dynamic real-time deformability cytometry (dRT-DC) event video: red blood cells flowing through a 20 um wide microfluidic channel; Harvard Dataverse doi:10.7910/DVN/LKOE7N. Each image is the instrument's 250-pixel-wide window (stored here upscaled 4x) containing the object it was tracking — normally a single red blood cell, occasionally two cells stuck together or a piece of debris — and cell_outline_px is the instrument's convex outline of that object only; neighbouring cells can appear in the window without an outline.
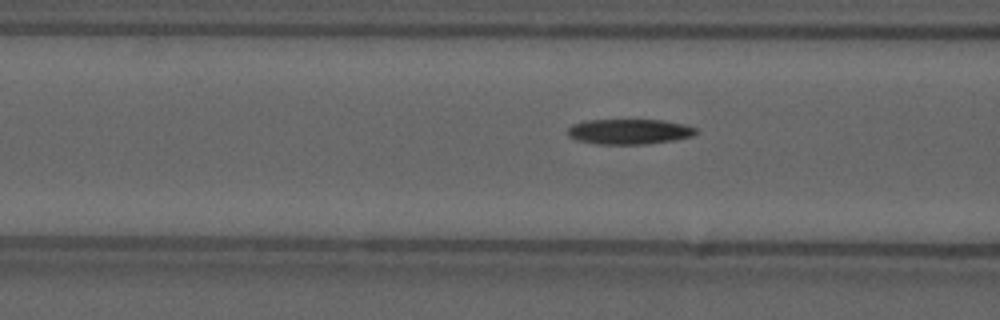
{"species": "common noctule bat (a hibernating species)", "species_latin": "Nyctalus noctula", "temperature_condition": "cold", "stored_images_in_passage": 48, "camera_frame_rate_fps": 3000, "um_per_image_px": 0.085, "animal": {"sex": "male", "forearm_length_mm": 52.5}, "frame": {"image": 1, "passage_image": 14, "time_ms": 4.333, "image_size_px": [1000, 320], "cell_outline_px": [[696, 132], [692, 136], [672, 140], [648, 144], [596, 144], [576, 140], [568, 136], [568, 128], [572, 124], [588, 120], [664, 120], [684, 124], [696, 128]], "centroid_in_image_um": [53.46, 11.18], "position_along_channel_um": 113.1, "area_um2": 18.84}}
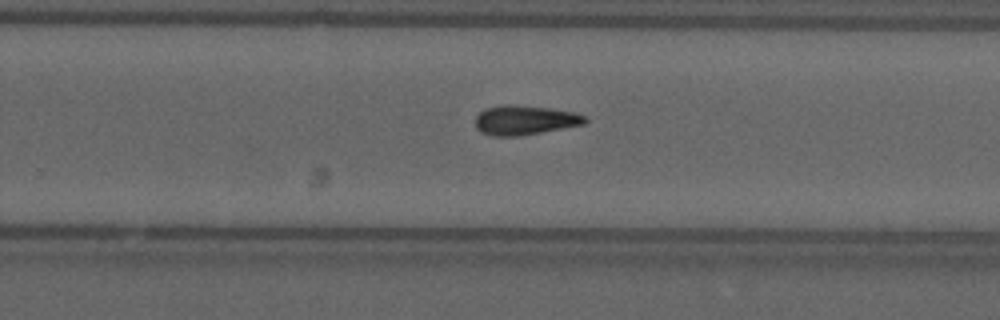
{"frame": {"image": 2, "passage_image": 28, "time_ms": 9.0, "image_size_px": [1000, 320], "cell_outline_px": [[588, 120], [584, 124], [540, 132], [516, 136], [492, 136], [480, 132], [476, 128], [476, 116], [484, 108], [508, 104], [548, 108], [576, 112], [584, 116]], "centroid_in_image_um": [44.58, 10.21], "position_along_channel_um": 285.2, "area_um2": 18.67}, "authors_computed_cell_mechanics": {"area_um2": 18.2937, "velocity_mm_per_s": 3.6955, "shape_relaxation_time_tau1_ms": null, "shape_relaxation_time_tau2_ms": 4.6314, "deformation_change_tau1": null, "deformation_change_tau2": 0.1429}}